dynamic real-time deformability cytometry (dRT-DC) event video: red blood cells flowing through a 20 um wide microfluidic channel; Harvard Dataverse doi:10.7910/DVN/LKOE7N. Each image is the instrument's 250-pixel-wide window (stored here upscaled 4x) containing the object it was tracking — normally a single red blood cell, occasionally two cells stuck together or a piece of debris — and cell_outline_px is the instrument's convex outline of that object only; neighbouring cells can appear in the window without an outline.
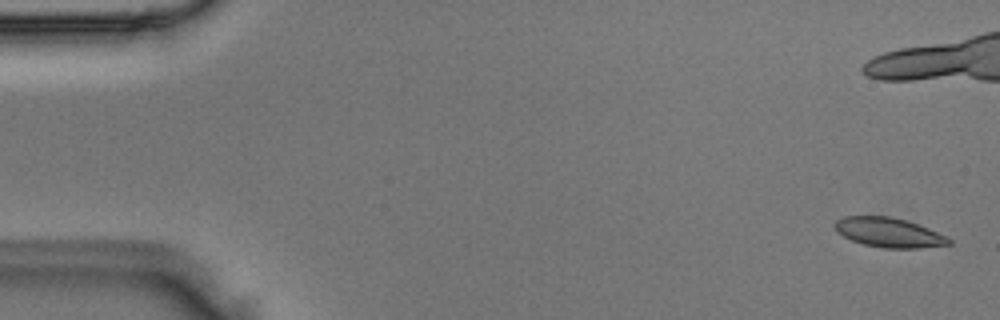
{"species": "Egyptian fruit bat (a non-hibernating species)", "species_latin": "Rousettus aegyptiacus", "temperature_condition": "room temperature", "stored_images_in_passage": 5, "camera_frame_rate_fps": 3000, "um_per_image_px": 0.085, "animal": {"sex": "male"}, "frame": {"image": 1, "passage_image": 1, "time_ms": 0.0, "image_size_px": [1000, 320], "cell_outline_px": [[952, 244], [920, 248], [884, 248], [864, 244], [852, 240], [836, 232], [832, 224], [836, 220], [844, 216], [892, 216], [908, 220], [928, 228], [952, 240]], "centroid_in_image_um": [75.52, 19.75], "position_along_channel_um": 9.5, "area_um2": 19.71}}